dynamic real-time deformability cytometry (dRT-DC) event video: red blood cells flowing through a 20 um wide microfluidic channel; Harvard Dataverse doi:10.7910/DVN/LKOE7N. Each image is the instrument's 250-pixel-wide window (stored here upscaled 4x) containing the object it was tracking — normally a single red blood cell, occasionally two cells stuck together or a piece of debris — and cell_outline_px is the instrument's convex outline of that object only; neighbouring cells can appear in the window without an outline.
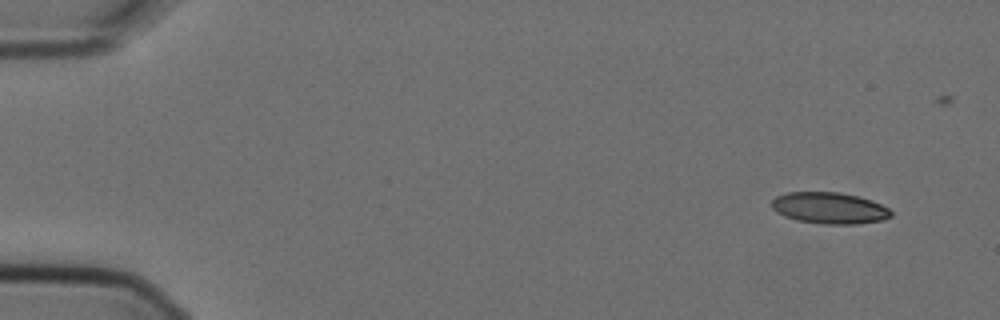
{"species": "Egyptian fruit bat (a non-hibernating species)", "species_latin": "Rousettus aegyptiacus", "temperature_condition": "cold", "stored_images_in_passage": 6, "segment_of_instrument_passage": [1, 2], "camera_frame_rate_fps": 3000, "um_per_image_px": 0.085, "animal": {"sex": "female"}, "frame": {"image": 1, "passage_image": 1, "time_ms": 0.0, "image_size_px": [1000, 320], "cell_outline_px": [[892, 216], [884, 220], [856, 224], [820, 224], [796, 220], [784, 216], [776, 212], [772, 208], [772, 200], [776, 196], [788, 192], [840, 192], [872, 200], [888, 208], [892, 212]], "centroid_in_image_um": [70.5, 17.69], "position_along_channel_um": 14.5, "area_um2": 21.96}}